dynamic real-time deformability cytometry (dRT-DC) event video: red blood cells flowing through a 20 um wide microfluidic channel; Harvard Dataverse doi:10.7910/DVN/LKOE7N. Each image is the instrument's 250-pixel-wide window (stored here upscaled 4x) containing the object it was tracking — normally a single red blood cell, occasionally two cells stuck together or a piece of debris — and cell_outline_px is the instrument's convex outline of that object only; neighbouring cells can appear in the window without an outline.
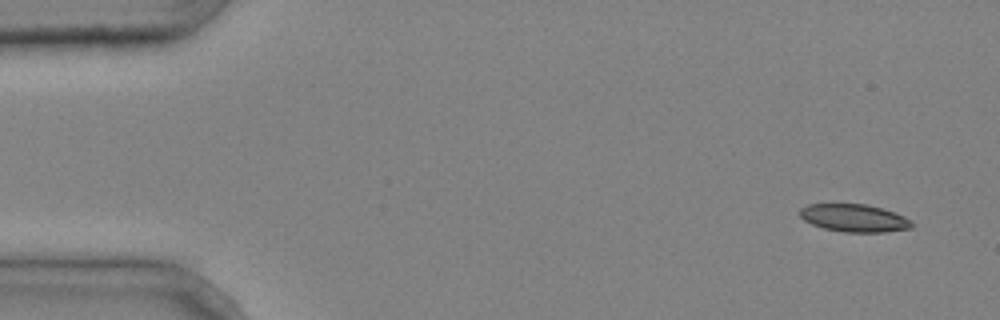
{"species": "common noctule bat (a hibernating species)", "species_latin": "Nyctalus noctula", "temperature_condition": "cold", "stored_images_in_passage": 2, "camera_frame_rate_fps": 3000, "um_per_image_px": 0.085, "animal": {"sex": "male", "body_mass_g": 20.4}, "frame": {"image": 1, "passage_image": 1, "time_ms": 0.0, "image_size_px": [1000, 320], "cell_outline_px": [[916, 224], [912, 228], [884, 232], [844, 232], [824, 228], [812, 224], [804, 220], [800, 216], [800, 208], [808, 204], [864, 204], [880, 208], [904, 216], [912, 220]], "centroid_in_image_um": [72.63, 18.54], "position_along_channel_um": 12.4, "area_um2": 18.03}}